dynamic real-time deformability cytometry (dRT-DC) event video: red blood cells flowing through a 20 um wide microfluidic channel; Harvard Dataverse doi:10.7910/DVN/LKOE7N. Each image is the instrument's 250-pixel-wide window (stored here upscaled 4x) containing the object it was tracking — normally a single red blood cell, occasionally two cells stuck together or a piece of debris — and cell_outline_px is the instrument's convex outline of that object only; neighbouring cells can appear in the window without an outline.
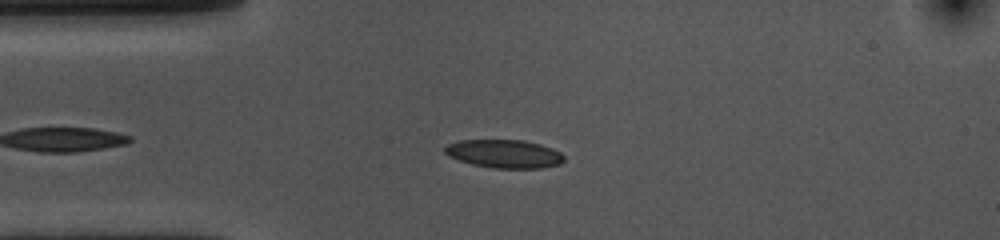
{"species": "common noctule bat (a hibernating species)", "species_latin": "Nyctalus noctula", "temperature_condition": "cold", "stored_images_in_passage": 46, "camera_frame_rate_fps": 3000, "um_per_image_px": 0.085, "animal": {"sex": "female", "body_mass_g": 10.0, "forearm_length_mm": 53.1}, "frame": {"image": 1, "passage_image": 9, "time_ms": 2.667, "image_size_px": [1000, 240], "cell_outline_px": [[564, 160], [560, 164], [540, 168], [492, 168], [472, 164], [448, 156], [444, 152], [444, 148], [448, 144], [460, 140], [524, 140], [540, 144], [552, 148], [560, 152], [564, 156]], "centroid_in_image_um": [42.87, 13.07], "position_along_channel_um": 42.1, "area_um2": 19.65}}
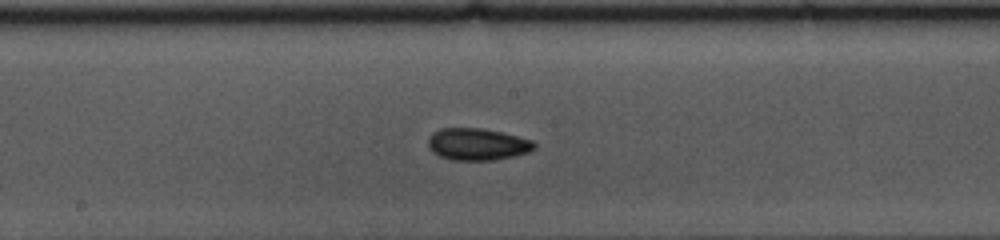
{"frame": {"image": 2, "passage_image": 24, "time_ms": 7.667, "image_size_px": [1000, 240], "cell_outline_px": [[536, 148], [528, 152], [512, 156], [492, 160], [452, 160], [440, 156], [432, 152], [428, 148], [428, 136], [432, 132], [440, 128], [480, 128], [500, 132], [532, 140], [536, 144]], "centroid_in_image_um": [40.53, 12.26], "position_along_channel_um": 207.7, "area_um2": 19.77}}
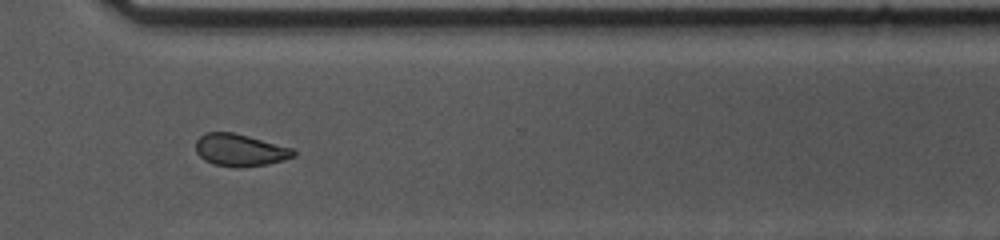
{"frame": {"image": 3, "passage_image": 36, "time_ms": 11.667, "image_size_px": [1000, 240], "cell_outline_px": [[296, 156], [284, 160], [268, 164], [240, 168], [212, 164], [204, 160], [196, 152], [196, 140], [204, 132], [232, 132], [248, 136], [292, 148], [296, 152]], "centroid_in_image_um": [20.39, 12.76], "position_along_channel_um": 350.2, "area_um2": 18.44}, "authors_computed_cell_mechanics": {"area_um2": 18.9873, "velocity_mm_per_s": 3.5726, "shape_relaxation_time_tau1_ms": 5.7182, "shape_relaxation_time_tau2_ms": 3.0748, "deformation_change_tau1": 0.1164, "deformation_change_tau2": 0.066}}